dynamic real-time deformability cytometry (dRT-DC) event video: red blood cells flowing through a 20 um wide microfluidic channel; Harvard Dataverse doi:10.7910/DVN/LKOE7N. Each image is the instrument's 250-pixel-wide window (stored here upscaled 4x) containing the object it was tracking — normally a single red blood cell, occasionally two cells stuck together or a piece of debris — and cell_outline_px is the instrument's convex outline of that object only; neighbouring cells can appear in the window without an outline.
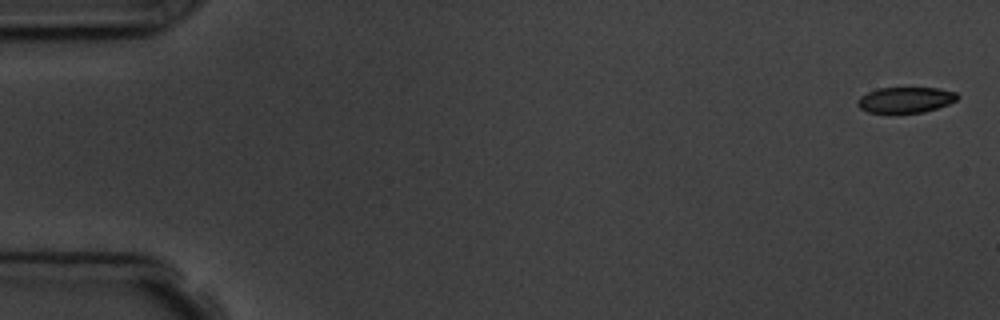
{"species": "common noctule bat (a hibernating species)", "species_latin": "Nyctalus noctula", "temperature_condition": "room temperature", "stored_images_in_passage": 8, "camera_frame_rate_fps": 3000, "um_per_image_px": 0.085, "animal": {"sex": "male", "body_mass_g": 19.5, "forearm_length_mm": 54.6}, "frame": {"image": 1, "passage_image": 1, "time_ms": 0.0, "image_size_px": [1000, 320], "cell_outline_px": [[960, 96], [956, 100], [948, 104], [924, 112], [868, 112], [860, 108], [856, 104], [856, 100], [860, 96], [876, 88], [936, 88], [956, 92]], "centroid_in_image_um": [76.95, 8.48], "position_along_channel_um": 8.1, "area_um2": 14.85}}
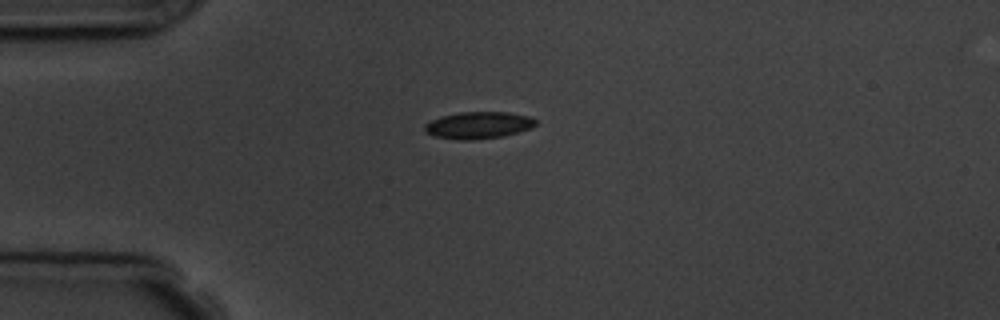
{"frame": {"image": 2, "passage_image": 5, "time_ms": 4.333, "image_size_px": [1000, 320], "cell_outline_px": [[536, 124], [532, 128], [504, 136], [472, 140], [460, 140], [436, 136], [424, 132], [424, 124], [440, 116], [460, 112], [508, 112], [528, 116], [536, 120]], "centroid_in_image_um": [40.66, 10.64], "position_along_channel_um": 44.3, "area_um2": 17.46}}